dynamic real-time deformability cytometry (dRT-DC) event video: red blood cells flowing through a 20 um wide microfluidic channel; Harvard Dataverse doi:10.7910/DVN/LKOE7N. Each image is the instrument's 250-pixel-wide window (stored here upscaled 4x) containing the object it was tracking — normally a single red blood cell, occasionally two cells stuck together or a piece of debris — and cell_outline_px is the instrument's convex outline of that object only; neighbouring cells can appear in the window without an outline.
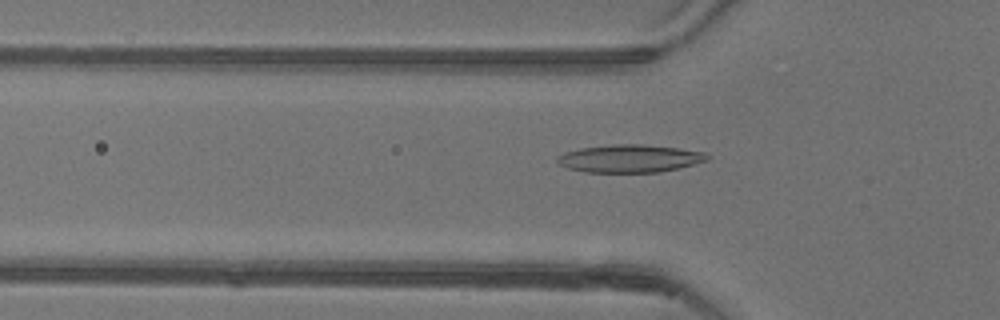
{"species": "common noctule bat (a hibernating species)", "species_latin": "Nyctalus noctula", "temperature_condition": "warm", "stored_images_in_passage": 52, "camera_frame_rate_fps": 3000, "um_per_image_px": 0.085, "animal": {"sex": "female"}, "frame": {"image": 1, "passage_image": 17, "time_ms": 5.333, "image_size_px": [1000, 320], "cell_outline_px": [[712, 156], [708, 160], [676, 168], [656, 172], [584, 172], [568, 168], [560, 164], [556, 160], [556, 156], [564, 152], [580, 148], [616, 144], [640, 144], [676, 148], [704, 152]], "centroid_in_image_um": [53.49, 13.47], "position_along_channel_um": 72.3, "area_um2": 24.04}}
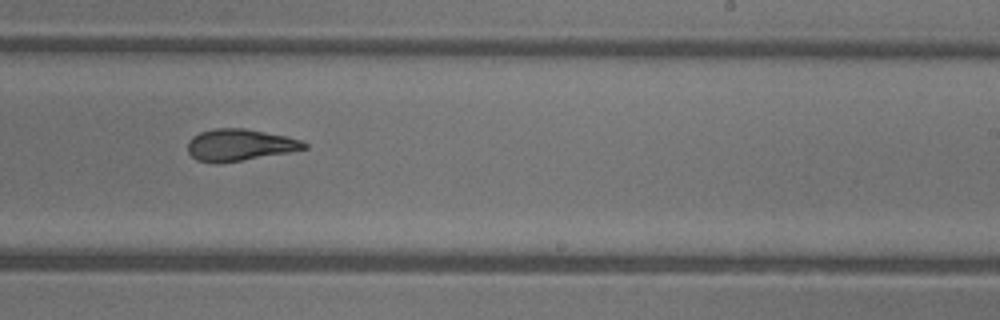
{"frame": {"image": 2, "passage_image": 32, "time_ms": 10.333, "image_size_px": [1000, 320], "cell_outline_px": [[308, 148], [288, 152], [216, 164], [196, 160], [188, 152], [188, 144], [192, 136], [200, 132], [212, 128], [244, 128], [284, 136], [300, 140], [308, 144]], "centroid_in_image_um": [20.32, 12.32], "position_along_channel_um": 268.7, "area_um2": 21.33}}
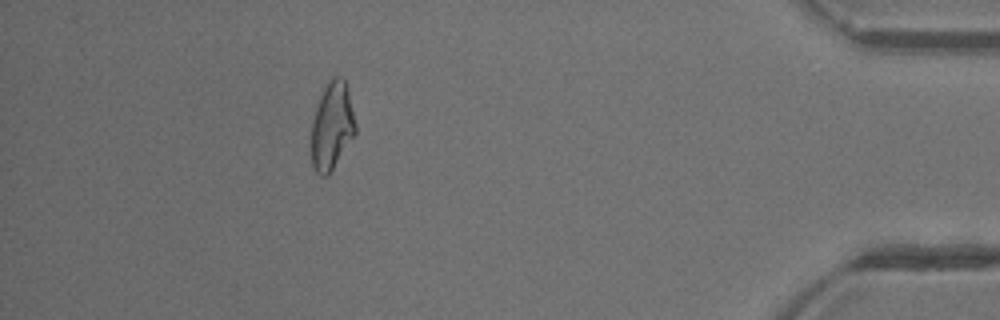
{"frame": {"image": 3, "passage_image": 47, "time_ms": 15.333, "image_size_px": [1000, 320], "cell_outline_px": [[356, 132], [328, 176], [320, 176], [316, 172], [312, 164], [312, 120], [316, 104], [328, 80], [332, 76], [340, 76], [344, 80], [348, 88], [356, 124]], "centroid_in_image_um": [28.21, 10.68], "position_along_channel_um": 407.0, "area_um2": 22.54}, "authors_computed_cell_mechanics": {"area_um2": 22.6576, "velocity_mm_per_s": 3.9131, "shape_relaxation_time_tau1_ms": null, "shape_relaxation_time_tau2_ms": 3.2029, "deformation_change_tau1": null, "deformation_change_tau2": 0.1217}}